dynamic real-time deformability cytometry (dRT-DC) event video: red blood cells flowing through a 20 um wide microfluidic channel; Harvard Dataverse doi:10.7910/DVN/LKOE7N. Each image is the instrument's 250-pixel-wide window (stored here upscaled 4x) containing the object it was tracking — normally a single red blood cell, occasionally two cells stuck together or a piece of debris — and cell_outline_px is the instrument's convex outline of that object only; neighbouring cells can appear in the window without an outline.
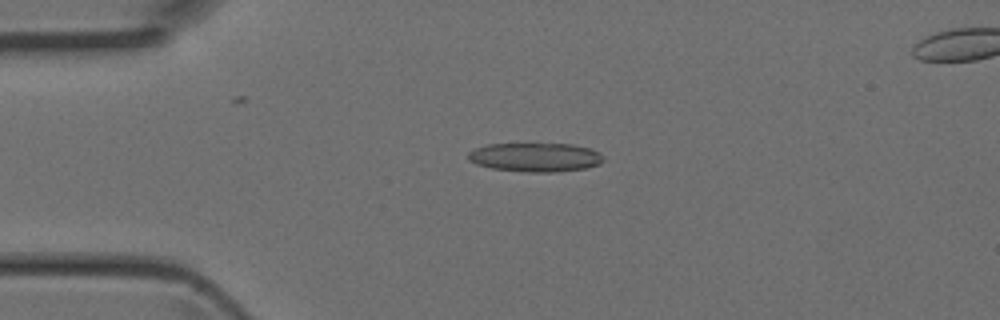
{"species": "Egyptian fruit bat (a non-hibernating species)", "species_latin": "Rousettus aegyptiacus", "temperature_condition": "room temperature", "stored_images_in_passage": 4, "camera_frame_rate_fps": 3000, "um_per_image_px": 0.085, "animal": {"sex": "female"}, "frame": {"image": 1, "passage_image": 3, "time_ms": 0.667, "image_size_px": [1000, 320], "cell_outline_px": [[604, 160], [600, 164], [588, 168], [552, 172], [524, 172], [492, 168], [476, 164], [468, 160], [468, 152], [476, 148], [488, 144], [572, 144], [592, 148], [600, 152]], "centroid_in_image_um": [45.53, 13.37], "position_along_channel_um": 39.5, "area_um2": 22.95}}